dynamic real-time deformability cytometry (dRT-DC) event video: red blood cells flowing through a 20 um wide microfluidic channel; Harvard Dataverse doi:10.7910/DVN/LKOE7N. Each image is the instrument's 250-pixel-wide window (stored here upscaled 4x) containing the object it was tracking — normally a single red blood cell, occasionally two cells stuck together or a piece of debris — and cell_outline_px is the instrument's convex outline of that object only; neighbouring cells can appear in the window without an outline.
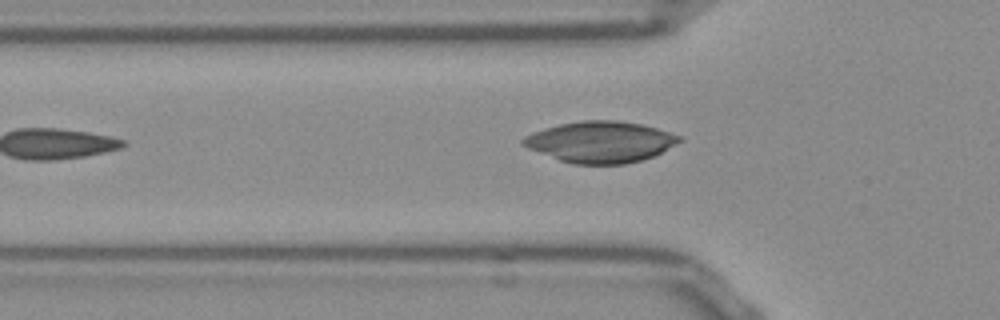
{"species": "Egyptian fruit bat (a non-hibernating species)", "species_latin": "Rousettus aegyptiacus", "temperature_condition": "room temperature", "stored_images_in_passage": 24, "camera_frame_rate_fps": 3000, "um_per_image_px": 0.085, "frame": {"image": 1, "passage_image": 4, "time_ms": 1.0, "image_size_px": [1000, 320], "cell_outline_px": [[684, 140], [652, 156], [640, 160], [624, 164], [572, 164], [560, 160], [528, 148], [520, 144], [520, 140], [524, 136], [544, 128], [560, 124], [580, 120], [616, 120], [640, 124], [656, 128], [680, 136]], "centroid_in_image_um": [51.0, 12.06], "position_along_channel_um": 74.8, "area_um2": 37.28}}
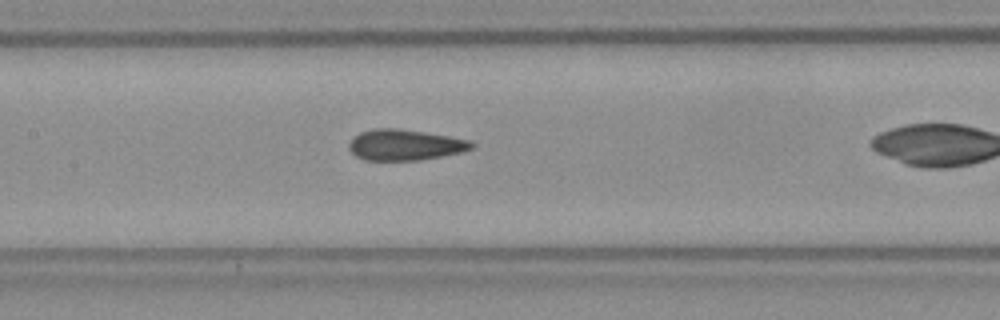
{"frame": {"image": 2, "passage_image": 8, "time_ms": 2.333, "image_size_px": [1000, 320], "cell_outline_px": [[476, 144], [472, 148], [460, 152], [420, 160], [364, 160], [356, 156], [348, 148], [348, 144], [360, 132], [372, 128], [396, 128], [424, 132], [472, 140]], "centroid_in_image_um": [34.42, 12.31], "position_along_channel_um": 173.0, "area_um2": 21.96}}